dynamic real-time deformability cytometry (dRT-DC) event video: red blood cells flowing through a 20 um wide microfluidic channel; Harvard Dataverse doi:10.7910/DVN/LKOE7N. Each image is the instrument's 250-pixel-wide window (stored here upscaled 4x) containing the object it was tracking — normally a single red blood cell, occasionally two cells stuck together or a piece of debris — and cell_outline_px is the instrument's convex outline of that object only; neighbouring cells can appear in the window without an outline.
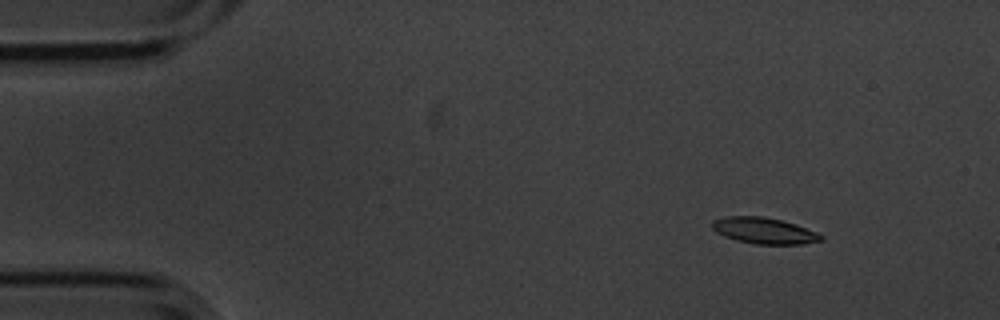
{"species": "common noctule bat (a hibernating species)", "species_latin": "Nyctalus noctula", "temperature_condition": "cold", "stored_images_in_passage": 6, "camera_frame_rate_fps": 3000, "um_per_image_px": 0.085, "animal": {"sex": "male", "body_mass_g": 20.1, "forearm_length_mm": 53.5}, "frame": {"image": 1, "passage_image": 2, "time_ms": 0.333, "image_size_px": [1000, 320], "cell_outline_px": [[824, 240], [804, 244], [752, 244], [736, 240], [724, 236], [716, 232], [712, 228], [712, 220], [724, 216], [764, 216], [784, 220], [796, 224], [816, 232], [824, 236]], "centroid_in_image_um": [64.95, 19.6], "position_along_channel_um": 20.1, "area_um2": 16.88}}
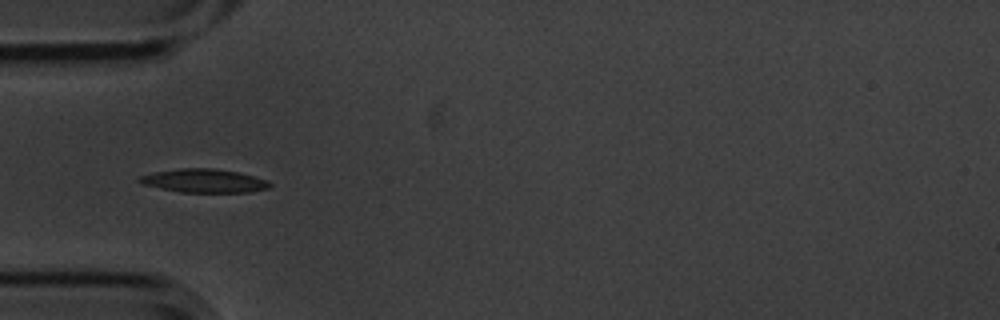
{"frame": {"image": 2, "passage_image": 5, "time_ms": 1.333, "image_size_px": [1000, 320], "cell_outline_px": [[272, 184], [268, 188], [252, 192], [180, 192], [160, 188], [144, 184], [136, 180], [140, 176], [156, 172], [180, 168], [216, 168], [240, 172], [268, 180]], "centroid_in_image_um": [17.39, 15.36], "position_along_channel_um": 67.6, "area_um2": 17.92}}
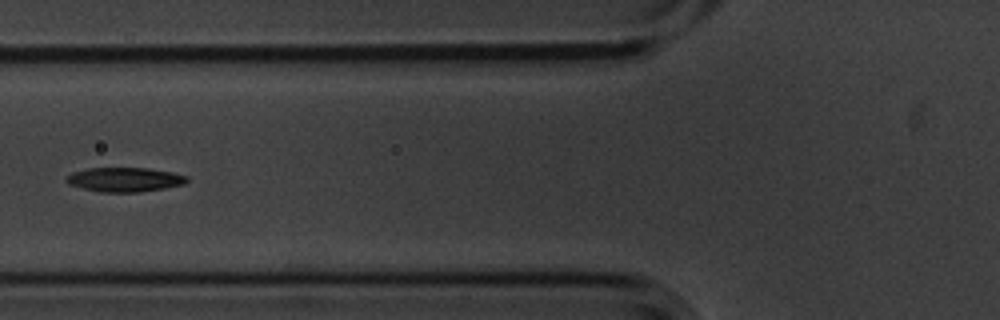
{"frame": {"image": 3, "passage_image": 6, "time_ms": 1.667, "image_size_px": [1000, 320], "cell_outline_px": [[188, 180], [184, 184], [164, 188], [140, 192], [100, 192], [68, 184], [64, 180], [72, 172], [88, 168], [148, 168], [172, 172], [188, 176]], "centroid_in_image_um": [10.6, 15.26], "position_along_channel_um": 115.2, "area_um2": 17.05}}